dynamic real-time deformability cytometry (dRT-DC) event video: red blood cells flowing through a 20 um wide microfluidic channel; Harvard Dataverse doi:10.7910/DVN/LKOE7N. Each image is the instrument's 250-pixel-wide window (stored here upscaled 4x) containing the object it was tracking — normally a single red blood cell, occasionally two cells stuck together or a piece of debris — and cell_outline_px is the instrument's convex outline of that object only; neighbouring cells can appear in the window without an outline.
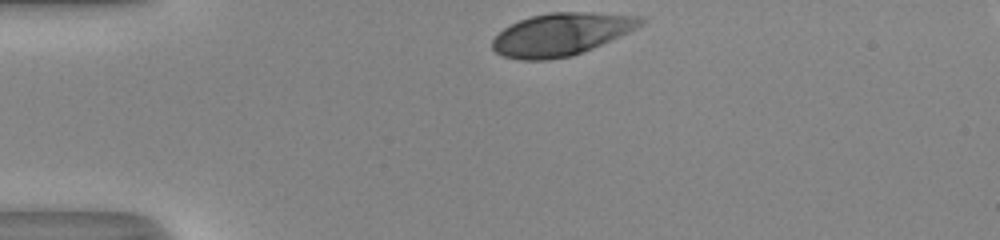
{"species": "human", "species_latin": "Homo sapiens", "temperature_condition": "room temperature", "stored_images_in_passage": 30, "camera_frame_rate_fps": 3000, "um_per_image_px": 0.085, "donor": {"sex": "male"}, "frame": {"image": 1, "passage_image": 1, "time_ms": 0.0, "image_size_px": [1000, 240], "cell_outline_px": [[648, 20], [644, 24], [628, 32], [592, 48], [572, 56], [548, 60], [520, 60], [504, 56], [496, 52], [492, 48], [492, 40], [504, 28], [520, 20], [532, 16], [552, 12], [588, 12], [644, 16]], "centroid_in_image_um": [47.73, 2.91], "position_along_channel_um": 37.3, "area_um2": 36.65}}
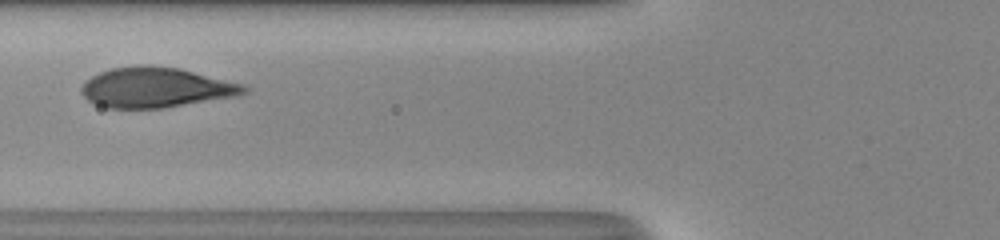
{"frame": {"image": 2, "passage_image": 10, "time_ms": 3.0, "image_size_px": [1000, 240], "cell_outline_px": [[248, 92], [240, 96], [164, 108], [108, 108], [96, 104], [88, 100], [80, 92], [80, 88], [92, 76], [100, 72], [112, 68], [136, 64], [144, 64], [180, 68], [244, 84], [248, 88]], "centroid_in_image_um": [13.29, 7.43], "position_along_channel_um": 112.5, "area_um2": 38.38}}
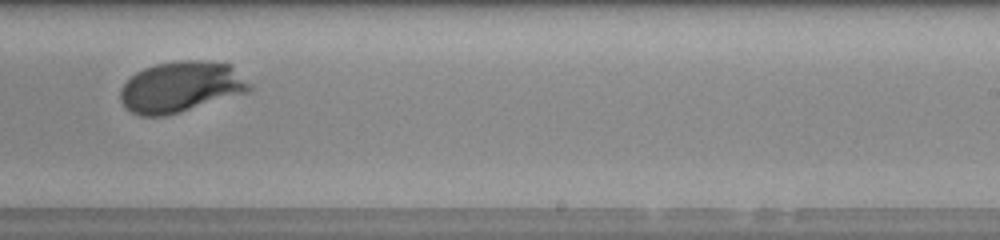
{"frame": {"image": 3, "passage_image": 22, "time_ms": 7.0, "image_size_px": [1000, 240], "cell_outline_px": [[252, 88], [248, 92], [180, 112], [164, 116], [140, 116], [124, 108], [120, 100], [120, 88], [136, 72], [144, 68], [156, 64], [176, 60], [204, 60], [232, 64], [252, 84]], "centroid_in_image_um": [15.39, 7.37], "position_along_channel_um": 273.6, "area_um2": 38.61}, "authors_computed_cell_mechanics": {"area_um2": 38.437, "velocity_mm_per_s": 4.0448, "shape_relaxation_time_tau1_ms": 2.3847, "shape_relaxation_time_tau2_ms": null, "deformation_change_tau1": 0.1634, "deformation_change_tau2": null}}